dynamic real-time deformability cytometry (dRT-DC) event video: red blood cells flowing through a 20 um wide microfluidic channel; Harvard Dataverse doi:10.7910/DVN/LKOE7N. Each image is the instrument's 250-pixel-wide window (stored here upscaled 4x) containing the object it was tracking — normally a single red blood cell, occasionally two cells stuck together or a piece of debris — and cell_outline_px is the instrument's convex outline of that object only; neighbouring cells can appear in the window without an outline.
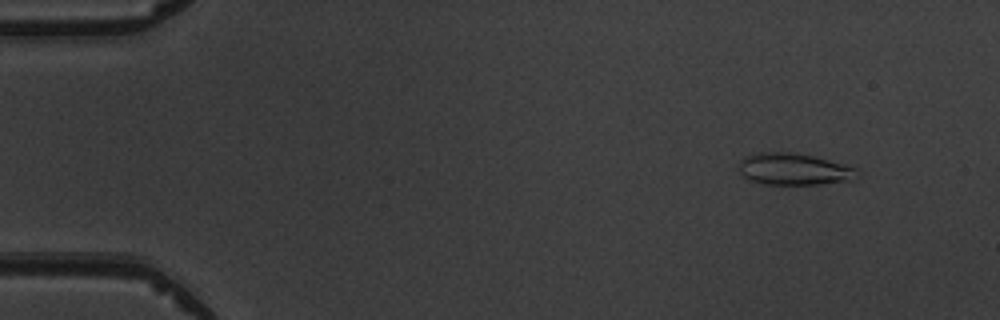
{"species": "common noctule bat (a hibernating species)", "species_latin": "Nyctalus noctula", "temperature_condition": "warm", "stored_images_in_passage": 4, "camera_frame_rate_fps": 3000, "um_per_image_px": 0.085, "animal": {"sex": "male", "body_mass_g": 19.5, "forearm_length_mm": 54.6}, "frame": {"image": 1, "passage_image": 2, "time_ms": 1.333, "image_size_px": [1000, 320], "cell_outline_px": [[860, 176], [852, 180], [820, 184], [764, 184], [752, 180], [744, 176], [740, 172], [740, 160], [744, 156], [756, 152], [792, 152], [812, 156], [844, 164], [856, 168]], "centroid_in_image_um": [67.49, 14.37], "position_along_channel_um": 17.5, "area_um2": 21.85}}
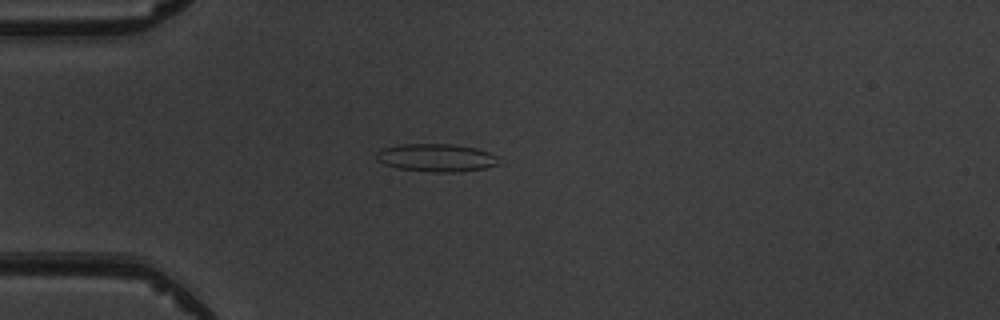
{"frame": {"image": 2, "passage_image": 4, "time_ms": 4.333, "image_size_px": [1000, 320], "cell_outline_px": [[504, 164], [484, 168], [460, 172], [432, 172], [400, 168], [384, 164], [376, 160], [376, 152], [384, 148], [400, 144], [452, 144], [476, 148], [500, 156]], "centroid_in_image_um": [37.18, 13.41], "position_along_channel_um": 47.8, "area_um2": 20.17}}